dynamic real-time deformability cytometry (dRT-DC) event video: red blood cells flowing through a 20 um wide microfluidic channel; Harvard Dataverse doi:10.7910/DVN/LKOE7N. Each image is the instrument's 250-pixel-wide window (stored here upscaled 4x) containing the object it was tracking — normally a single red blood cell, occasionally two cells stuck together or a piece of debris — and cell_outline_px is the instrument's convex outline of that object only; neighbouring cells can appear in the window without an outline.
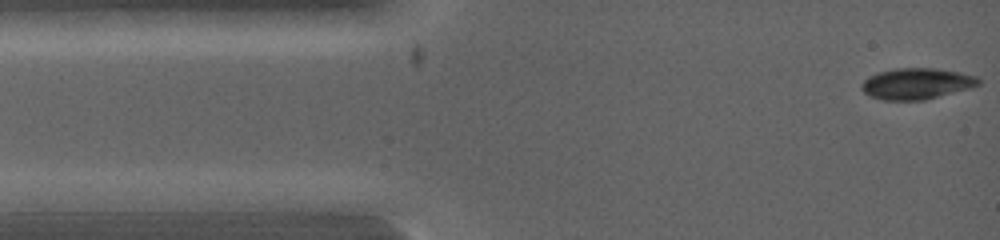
{"species": "common noctule bat (a hibernating species)", "species_latin": "Nyctalus noctula", "temperature_condition": "warm", "stored_images_in_passage": 7, "camera_frame_rate_fps": 5000, "um_per_image_px": 0.085, "animal": {"sex": "female", "body_mass_g": 19.0, "forearm_length_mm": 53.3}, "frame": {"image": 1, "passage_image": 1, "time_ms": 0.0, "image_size_px": [1000, 240], "cell_outline_px": [[980, 84], [968, 88], [924, 100], [884, 100], [872, 96], [864, 92], [860, 88], [860, 84], [868, 76], [876, 72], [896, 68], [936, 68], [960, 72], [976, 76], [980, 80]], "centroid_in_image_um": [77.87, 7.09], "position_along_channel_um": 7.1, "area_um2": 21.15}}
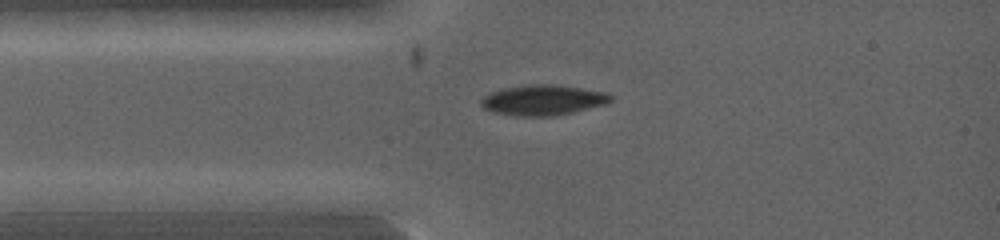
{"frame": {"image": 2, "passage_image": 6, "time_ms": 1.6, "image_size_px": [1000, 240], "cell_outline_px": [[612, 100], [604, 104], [572, 112], [552, 116], [512, 116], [492, 112], [484, 108], [480, 104], [480, 100], [484, 96], [492, 92], [504, 88], [528, 84], [552, 84], [580, 88], [604, 92], [612, 96]], "centroid_in_image_um": [46.09, 8.51], "position_along_channel_um": 38.9, "area_um2": 22.77}}